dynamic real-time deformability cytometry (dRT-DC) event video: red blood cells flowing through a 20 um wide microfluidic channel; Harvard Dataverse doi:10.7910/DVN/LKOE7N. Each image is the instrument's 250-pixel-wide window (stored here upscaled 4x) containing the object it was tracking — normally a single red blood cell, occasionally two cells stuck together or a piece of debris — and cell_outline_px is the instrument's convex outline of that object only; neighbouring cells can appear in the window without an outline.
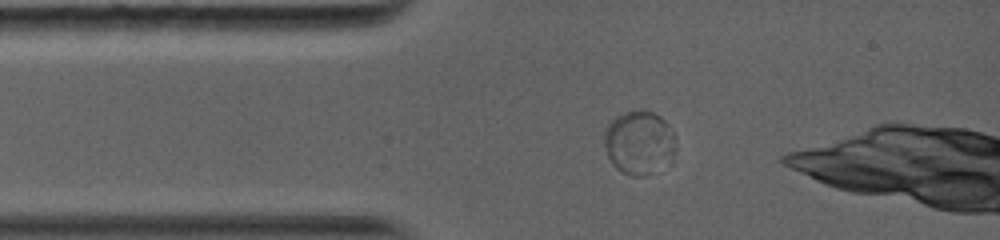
{"species": "common noctule bat (a hibernating species)", "species_latin": "Nyctalus noctula", "temperature_condition": "warm", "stored_images_in_passage": 39, "camera_frame_rate_fps": 5000, "um_per_image_px": 0.085, "animal": {"sex": "female", "body_mass_g": 19.0, "forearm_length_mm": 56.7}, "frame": {"image": 1, "passage_image": 6, "time_ms": 1.6, "image_size_px": [1000, 240], "cell_outline_px": [[676, 152], [648, 176], [632, 176], [620, 172], [612, 164], [608, 156], [604, 144], [604, 132], [608, 124], [616, 116], [624, 112], [644, 108], [660, 116], [668, 124], [676, 136]], "centroid_in_image_um": [54.32, 12.09], "position_along_channel_um": 30.7, "area_um2": 26.76}}
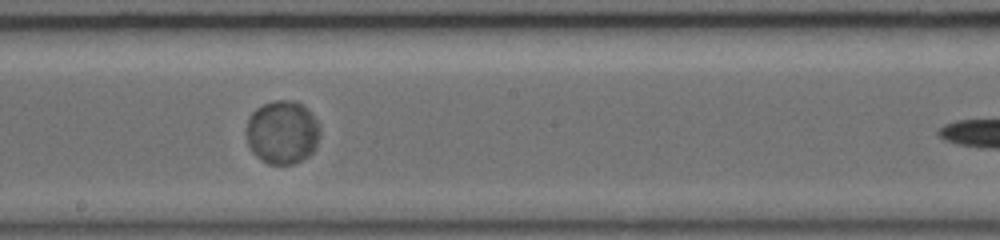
{"frame": {"image": 2, "passage_image": 22, "time_ms": 6.8, "image_size_px": [1000, 240], "cell_outline_px": [[320, 136], [316, 148], [308, 156], [292, 164], [268, 164], [256, 156], [252, 152], [248, 144], [244, 132], [248, 116], [256, 108], [264, 104], [276, 100], [296, 100], [320, 124]], "centroid_in_image_um": [23.96, 11.25], "position_along_channel_um": 224.2, "area_um2": 27.51}}
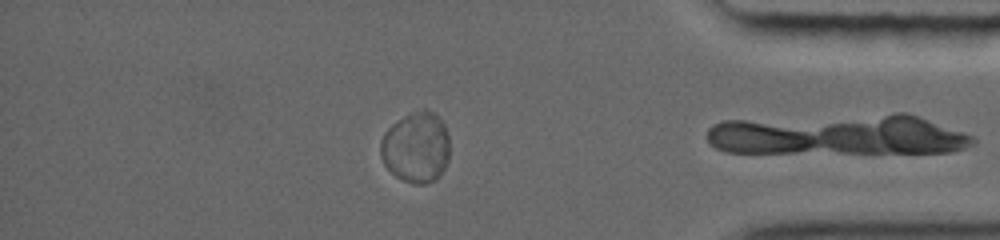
{"frame": {"image": 3, "passage_image": 38, "time_ms": 11.8, "image_size_px": [1000, 240], "cell_outline_px": [[448, 160], [440, 176], [436, 180], [424, 184], [412, 184], [396, 176], [384, 164], [380, 156], [380, 140], [384, 132], [392, 124], [404, 116], [412, 112], [424, 108], [432, 112], [444, 124], [448, 136]], "centroid_in_image_um": [35.35, 12.53], "position_along_channel_um": 399.8, "area_um2": 28.55}}